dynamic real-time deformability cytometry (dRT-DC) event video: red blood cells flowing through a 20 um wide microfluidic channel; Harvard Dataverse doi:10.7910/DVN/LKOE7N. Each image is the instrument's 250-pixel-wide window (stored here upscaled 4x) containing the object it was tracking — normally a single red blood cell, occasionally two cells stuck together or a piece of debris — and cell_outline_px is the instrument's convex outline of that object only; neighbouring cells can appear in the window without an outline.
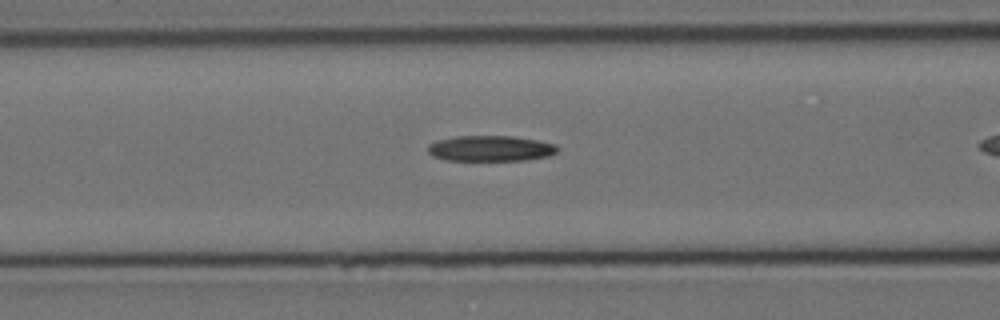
{"species": "Egyptian fruit bat (a non-hibernating species)", "species_latin": "Rousettus aegyptiacus", "temperature_condition": "cold", "stored_images_in_passage": 41, "camera_frame_rate_fps": 3000, "um_per_image_px": 0.085, "animal": {"sex": "female"}, "frame": {"image": 1, "passage_image": 19, "time_ms": 6.0, "image_size_px": [1000, 320], "cell_outline_px": [[560, 148], [556, 152], [548, 156], [524, 160], [448, 160], [432, 156], [428, 152], [428, 144], [436, 140], [456, 136], [512, 136], [536, 140], [556, 144]], "centroid_in_image_um": [41.68, 12.61], "position_along_channel_um": 124.9, "area_um2": 19.36}}
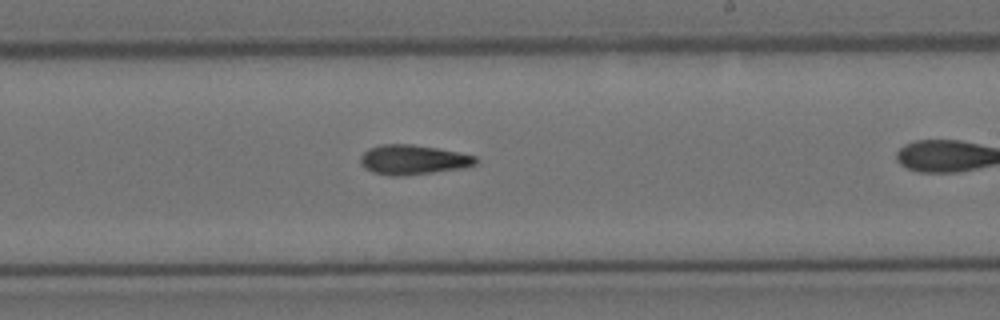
{"frame": {"image": 2, "passage_image": 30, "time_ms": 9.667, "image_size_px": [1000, 320], "cell_outline_px": [[480, 160], [476, 164], [464, 168], [404, 176], [392, 176], [372, 172], [364, 168], [360, 164], [360, 156], [368, 148], [380, 144], [412, 144], [436, 148], [476, 156]], "centroid_in_image_um": [35.09, 13.58], "position_along_channel_um": 253.9, "area_um2": 20.11}}
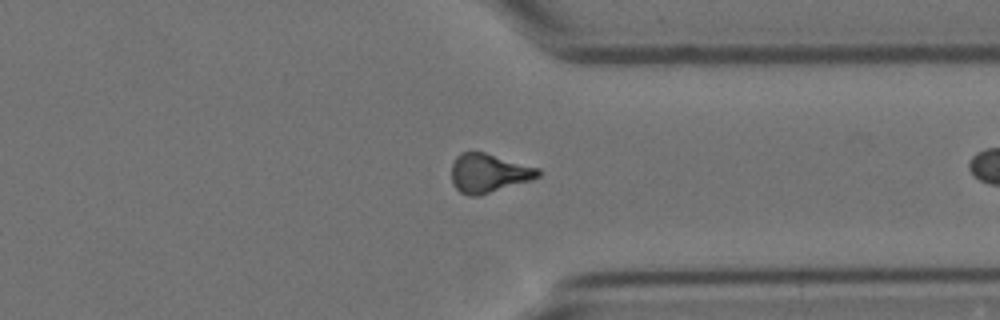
{"frame": {"image": 3, "passage_image": 40, "time_ms": 13.0, "image_size_px": [1000, 320], "cell_outline_px": [[540, 176], [532, 180], [480, 196], [468, 196], [460, 192], [452, 184], [452, 164], [456, 156], [460, 152], [484, 152], [540, 168]], "centroid_in_image_um": [41.54, 14.73], "position_along_channel_um": 369.9, "area_um2": 19.83}}